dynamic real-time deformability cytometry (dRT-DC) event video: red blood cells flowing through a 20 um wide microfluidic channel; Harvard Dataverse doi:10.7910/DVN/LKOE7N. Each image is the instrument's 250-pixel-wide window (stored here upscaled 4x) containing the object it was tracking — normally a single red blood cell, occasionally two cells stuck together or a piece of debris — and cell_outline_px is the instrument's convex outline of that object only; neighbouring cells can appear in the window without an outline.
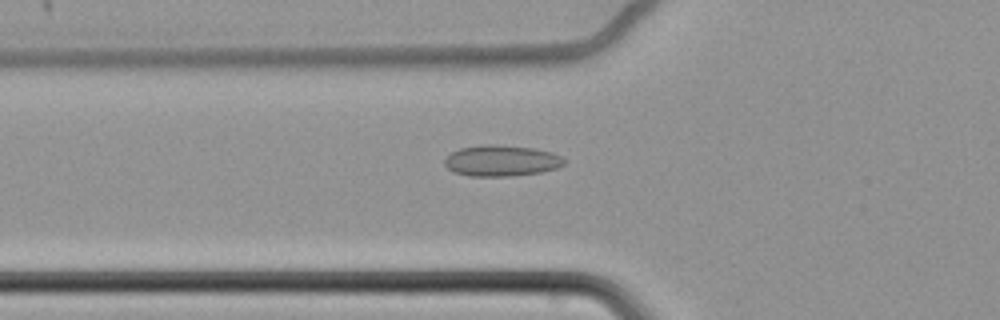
{"species": "common noctule bat (a hibernating species)", "species_latin": "Nyctalus noctula", "temperature_condition": "cold", "stored_images_in_passage": 54, "camera_frame_rate_fps": 3000, "um_per_image_px": 0.085, "animal": {"sex": "female", "body_mass_g": 22.7, "forearm_length_mm": 54.2}, "frame": {"image": 1, "passage_image": 16, "time_ms": 5.0, "image_size_px": [1000, 320], "cell_outline_px": [[564, 164], [556, 168], [540, 172], [512, 176], [468, 176], [452, 172], [444, 164], [444, 160], [452, 152], [460, 148], [484, 144], [496, 144], [532, 148], [552, 152], [560, 156], [564, 160]], "centroid_in_image_um": [42.58, 13.66], "position_along_channel_um": 83.2, "area_um2": 21.62}}
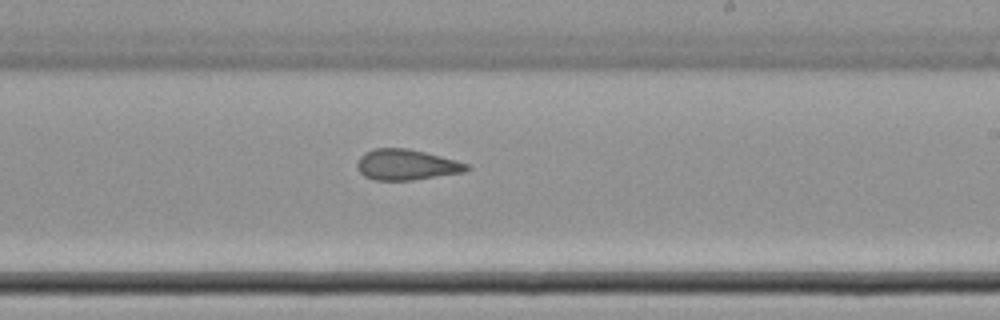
{"frame": {"image": 2, "passage_image": 31, "time_ms": 10.0, "image_size_px": [1000, 320], "cell_outline_px": [[472, 168], [464, 172], [412, 180], [372, 180], [364, 176], [356, 168], [356, 164], [360, 156], [364, 152], [372, 148], [408, 148], [472, 164]], "centroid_in_image_um": [34.54, 14.0], "position_along_channel_um": 254.5, "area_um2": 19.83}}
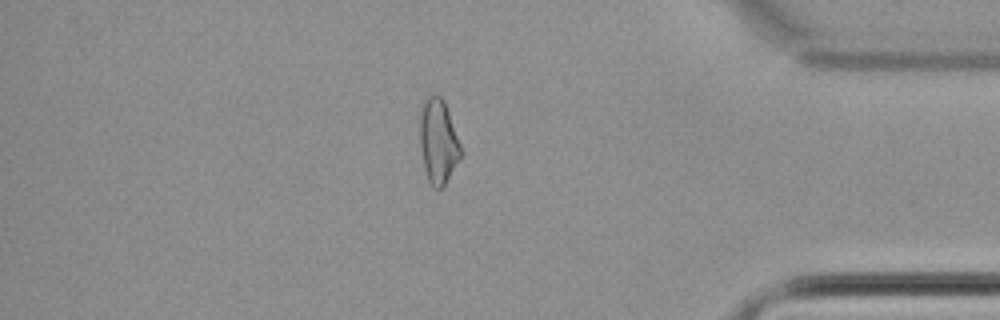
{"frame": {"image": 3, "passage_image": 46, "time_ms": 15.0, "image_size_px": [1000, 320], "cell_outline_px": [[464, 152], [444, 188], [432, 188], [428, 180], [424, 168], [420, 148], [420, 116], [424, 100], [428, 96], [436, 92], [444, 100]], "centroid_in_image_um": [37.27, 12.04], "position_along_channel_um": 397.9, "area_um2": 20.63}, "authors_computed_cell_mechanics": {"area_um2": 20.4901, "velocity_mm_per_s": 3.424, "shape_relaxation_time_tau1_ms": null, "shape_relaxation_time_tau2_ms": 2.6935, "deformation_change_tau1": null, "deformation_change_tau2": 0.0918}}